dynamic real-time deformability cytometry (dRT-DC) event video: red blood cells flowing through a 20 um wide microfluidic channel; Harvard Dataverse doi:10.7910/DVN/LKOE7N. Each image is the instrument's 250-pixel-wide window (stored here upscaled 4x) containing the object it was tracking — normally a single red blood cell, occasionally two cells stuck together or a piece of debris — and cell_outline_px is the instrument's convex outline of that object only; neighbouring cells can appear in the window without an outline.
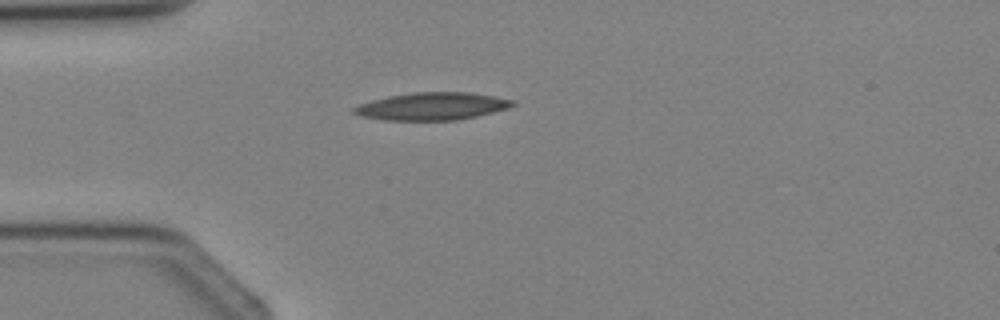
{"species": "Egyptian fruit bat (a non-hibernating species)", "species_latin": "Rousettus aegyptiacus", "temperature_condition": "cold", "stored_images_in_passage": 1, "camera_frame_rate_fps": 3000, "um_per_image_px": 0.085, "animal": {"sex": "female"}, "frame": {"image": 1, "passage_image": 1, "time_ms": 0.0, "image_size_px": [1000, 320], "cell_outline_px": [[516, 104], [508, 108], [476, 116], [456, 120], [384, 120], [360, 116], [352, 112], [352, 108], [360, 104], [372, 100], [388, 96], [416, 92], [472, 92], [496, 96], [516, 100]], "centroid_in_image_um": [36.75, 9.03], "position_along_channel_um": 48.3, "area_um2": 25.55}}